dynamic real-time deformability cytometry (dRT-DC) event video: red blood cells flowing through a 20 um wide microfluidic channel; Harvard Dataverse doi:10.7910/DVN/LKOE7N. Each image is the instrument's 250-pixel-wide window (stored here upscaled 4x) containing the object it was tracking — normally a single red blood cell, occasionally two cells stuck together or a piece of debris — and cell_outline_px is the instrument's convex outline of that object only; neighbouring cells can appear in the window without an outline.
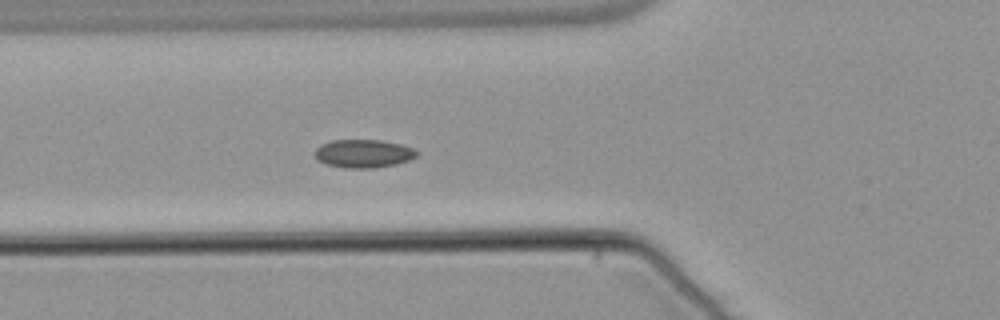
{"species": "common noctule bat (a hibernating species)", "species_latin": "Nyctalus noctula", "temperature_condition": "warm", "stored_images_in_passage": 27, "camera_frame_rate_fps": 3000, "um_per_image_px": 0.085, "animal": {"sex": "male", "body_mass_g": 21.5, "forearm_length_mm": 52.0}, "frame": {"image": 1, "passage_image": 8, "time_ms": 2.333, "image_size_px": [1000, 320], "cell_outline_px": [[420, 152], [416, 156], [408, 160], [396, 164], [372, 168], [344, 168], [328, 164], [316, 160], [316, 148], [320, 144], [332, 140], [380, 140], [400, 144], [412, 148]], "centroid_in_image_um": [30.89, 13.05], "position_along_channel_um": 94.9, "area_um2": 16.7}}